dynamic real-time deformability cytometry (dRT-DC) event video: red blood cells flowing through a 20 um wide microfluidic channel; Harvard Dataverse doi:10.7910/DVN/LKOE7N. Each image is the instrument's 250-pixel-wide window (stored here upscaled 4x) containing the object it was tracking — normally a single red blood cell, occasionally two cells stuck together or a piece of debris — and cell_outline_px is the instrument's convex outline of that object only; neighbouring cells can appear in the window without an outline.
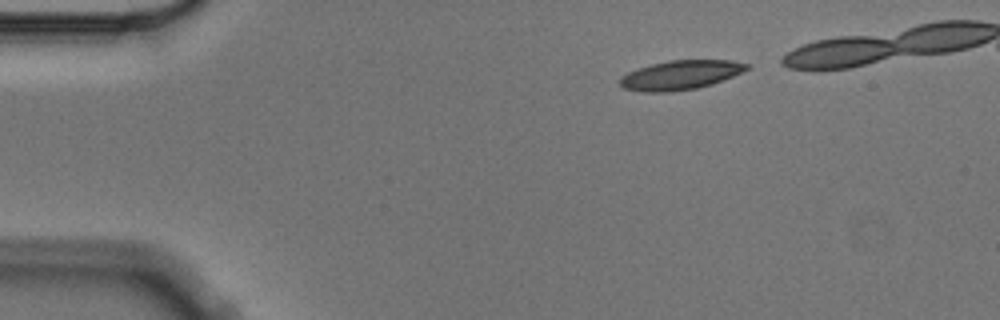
{"species": "Egyptian fruit bat (a non-hibernating species)", "species_latin": "Rousettus aegyptiacus", "temperature_condition": "cold", "stored_images_in_passage": 4, "camera_frame_rate_fps": 3000, "um_per_image_px": 0.085, "animal": {"sex": "male"}, "frame": {"image": 1, "passage_image": 1, "time_ms": 0.0, "image_size_px": [1000, 320], "cell_outline_px": [[752, 68], [712, 84], [696, 88], [672, 92], [640, 92], [624, 88], [620, 84], [620, 76], [636, 68], [668, 60], [732, 60], [748, 64]], "centroid_in_image_um": [57.83, 6.37], "position_along_channel_um": 27.2, "area_um2": 21.73}}